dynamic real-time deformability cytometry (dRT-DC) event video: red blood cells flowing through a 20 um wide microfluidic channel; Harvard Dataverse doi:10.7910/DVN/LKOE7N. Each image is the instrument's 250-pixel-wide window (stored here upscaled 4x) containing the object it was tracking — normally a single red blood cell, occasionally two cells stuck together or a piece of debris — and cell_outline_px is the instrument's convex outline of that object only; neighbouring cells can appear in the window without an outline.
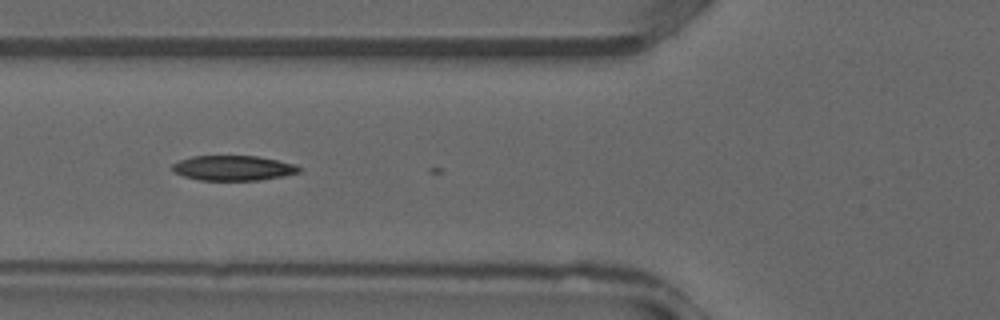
{"species": "common noctule bat (a hibernating species)", "species_latin": "Nyctalus noctula", "temperature_condition": "warm", "stored_images_in_passage": 11, "camera_frame_rate_fps": 3000, "um_per_image_px": 0.085, "animal": {"sex": "male", "forearm_length_mm": 52.5}, "frame": {"image": 1, "passage_image": 4, "time_ms": 1.0, "image_size_px": [1000, 320], "cell_outline_px": [[304, 168], [300, 172], [284, 176], [260, 180], [200, 180], [184, 176], [172, 172], [172, 164], [180, 160], [192, 156], [256, 156], [296, 164]], "centroid_in_image_um": [19.85, 14.28], "position_along_channel_um": 106.0, "area_um2": 18.55}}